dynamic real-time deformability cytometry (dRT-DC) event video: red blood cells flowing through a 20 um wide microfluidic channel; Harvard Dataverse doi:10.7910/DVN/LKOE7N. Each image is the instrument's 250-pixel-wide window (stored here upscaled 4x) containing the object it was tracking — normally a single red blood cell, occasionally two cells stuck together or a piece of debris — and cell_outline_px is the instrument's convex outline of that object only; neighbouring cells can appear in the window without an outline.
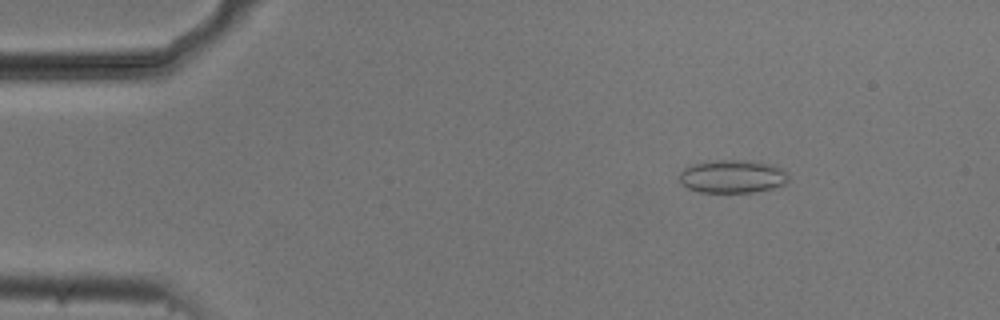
{"species": "common noctule bat (a hibernating species)", "species_latin": "Nyctalus noctula", "temperature_condition": "cold", "stored_images_in_passage": 27, "camera_frame_rate_fps": 3000, "um_per_image_px": 0.085, "animal": {"sex": "male", "body_mass_g": 20.5, "forearm_length_mm": 52.5}, "frame": {"image": 1, "passage_image": 3, "time_ms": 0.667, "image_size_px": [1000, 320], "cell_outline_px": [[788, 180], [784, 184], [776, 188], [752, 192], [700, 192], [688, 188], [680, 180], [680, 172], [684, 168], [696, 164], [716, 160], [744, 160], [776, 164], [788, 176]], "centroid_in_image_um": [62.3, 15.0], "position_along_channel_um": 22.7, "area_um2": 20.92}}
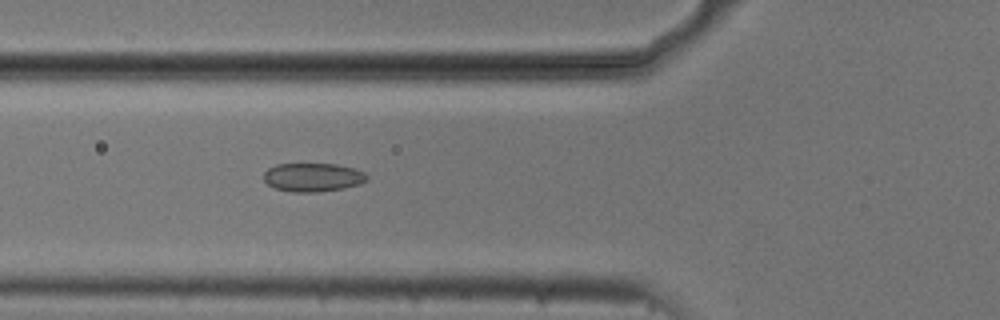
{"frame": {"image": 2, "passage_image": 15, "time_ms": 4.667, "image_size_px": [1000, 320], "cell_outline_px": [[368, 180], [360, 184], [344, 188], [320, 192], [292, 192], [272, 188], [264, 180], [264, 172], [268, 168], [276, 164], [336, 164], [356, 168], [364, 172], [368, 176]], "centroid_in_image_um": [26.6, 15.07], "position_along_channel_um": 99.2, "area_um2": 17.46}}